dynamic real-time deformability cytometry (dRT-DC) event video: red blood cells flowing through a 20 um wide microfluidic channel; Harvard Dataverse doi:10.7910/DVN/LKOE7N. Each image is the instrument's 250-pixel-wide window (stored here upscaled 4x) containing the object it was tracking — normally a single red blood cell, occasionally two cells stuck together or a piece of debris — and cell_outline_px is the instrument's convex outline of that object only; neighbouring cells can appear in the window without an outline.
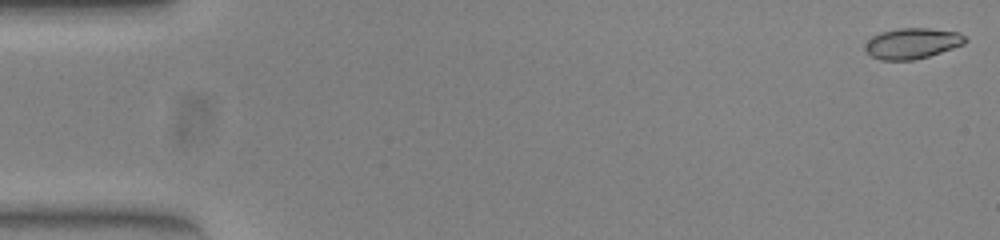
{"species": "common noctule bat (a hibernating species)", "species_latin": "Nyctalus noctula", "temperature_condition": "warm", "stored_images_in_passage": 53, "camera_frame_rate_fps": 3000, "um_per_image_px": 0.085, "animal": {"sex": "female", "body_mass_g": 23.0, "forearm_length_mm": 53.4}, "frame": {"image": 1, "passage_image": 1, "time_ms": 0.0, "image_size_px": [1000, 240], "cell_outline_px": [[968, 40], [964, 44], [928, 56], [912, 60], [880, 60], [872, 56], [864, 48], [864, 44], [872, 36], [880, 32], [900, 28], [928, 28], [960, 32]], "centroid_in_image_um": [77.53, 3.68], "position_along_channel_um": 7.5, "area_um2": 17.86}}
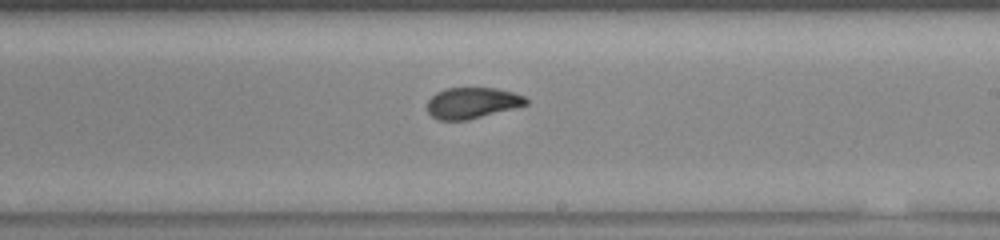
{"frame": {"image": 2, "passage_image": 31, "time_ms": 10.0, "image_size_px": [1000, 240], "cell_outline_px": [[528, 104], [468, 120], [436, 120], [428, 112], [428, 100], [436, 92], [444, 88], [496, 88], [512, 92], [524, 96], [528, 100]], "centroid_in_image_um": [40.11, 8.75], "position_along_channel_um": 248.9, "area_um2": 17.8}}
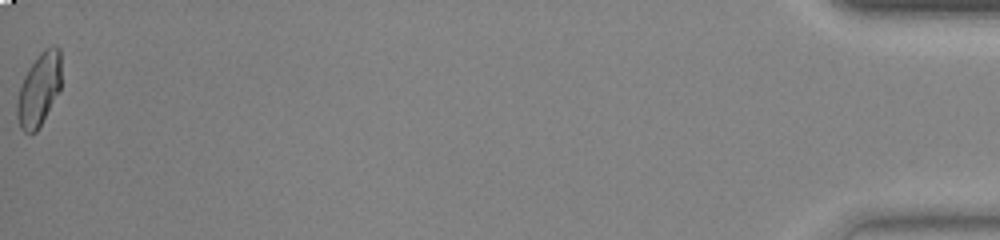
{"frame": {"image": 3, "passage_image": 53, "time_ms": 17.333, "image_size_px": [1000, 240], "cell_outline_px": [[60, 88], [36, 132], [24, 132], [20, 128], [16, 116], [16, 100], [24, 76], [28, 68], [40, 52], [44, 48], [52, 44], [56, 44], [60, 48]], "centroid_in_image_um": [3.29, 7.56], "position_along_channel_um": 431.9, "area_um2": 18.73}, "authors_computed_cell_mechanics": {"area_um2": 18.3226, "velocity_mm_per_s": 3.9093, "shape_relaxation_time_tau1_ms": null, "shape_relaxation_time_tau2_ms": 1.0287, "deformation_change_tau1": null, "deformation_change_tau2": 0.0551}}